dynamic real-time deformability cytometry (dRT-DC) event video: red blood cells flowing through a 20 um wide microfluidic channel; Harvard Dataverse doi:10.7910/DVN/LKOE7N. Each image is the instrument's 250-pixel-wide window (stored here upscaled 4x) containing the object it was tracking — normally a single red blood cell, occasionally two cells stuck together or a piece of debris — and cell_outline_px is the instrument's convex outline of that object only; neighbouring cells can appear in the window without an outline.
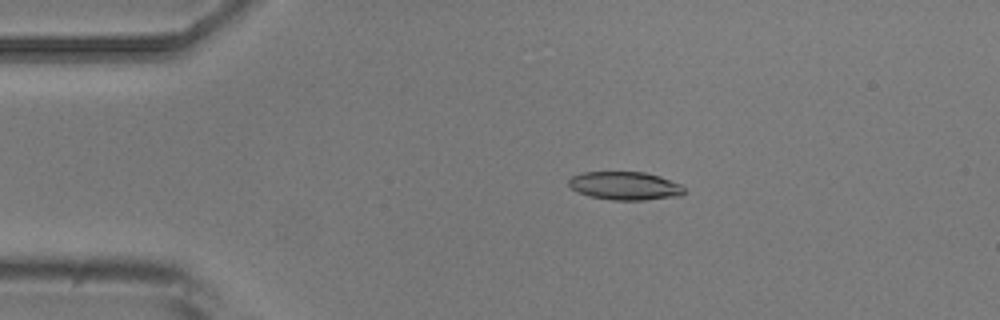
{"species": "common noctule bat (a hibernating species)", "species_latin": "Nyctalus noctula", "temperature_condition": "room temperature", "stored_images_in_passage": 4, "camera_frame_rate_fps": 3000, "um_per_image_px": 0.085, "animal": {"sex": "male", "body_mass_g": 20.5, "forearm_length_mm": 52.5}, "frame": {"image": 1, "passage_image": 3, "time_ms": 3.0, "image_size_px": [1000, 320], "cell_outline_px": [[684, 192], [680, 196], [644, 200], [612, 200], [588, 196], [572, 188], [568, 184], [568, 180], [572, 176], [584, 172], [644, 172], [660, 176], [680, 184], [684, 188]], "centroid_in_image_um": [53.13, 15.79], "position_along_channel_um": 31.9, "area_um2": 18.96}}